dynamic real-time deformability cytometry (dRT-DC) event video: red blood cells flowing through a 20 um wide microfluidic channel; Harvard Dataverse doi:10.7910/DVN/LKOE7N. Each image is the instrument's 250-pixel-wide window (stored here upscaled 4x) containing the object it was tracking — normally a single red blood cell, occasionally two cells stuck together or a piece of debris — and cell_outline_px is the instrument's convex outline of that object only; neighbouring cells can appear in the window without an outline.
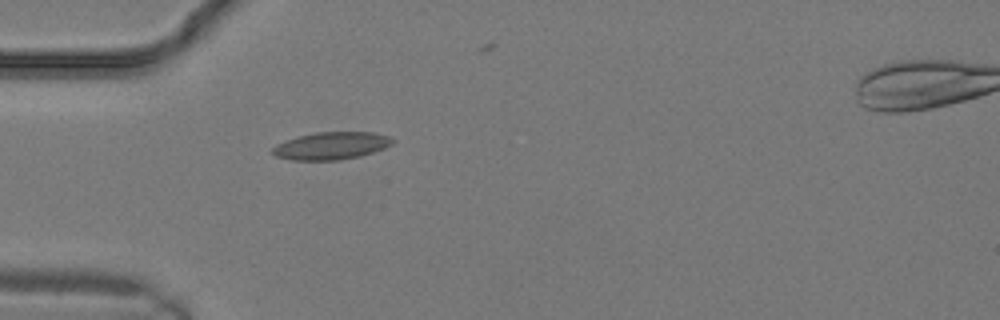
{"species": "common noctule bat (a hibernating species)", "species_latin": "Nyctalus noctula", "temperature_condition": "warm", "stored_images_in_passage": 14, "camera_frame_rate_fps": 3000, "um_per_image_px": 0.085, "animal": {"sex": "male", "body_mass_g": 19.2, "forearm_length_mm": 51.8}, "frame": {"image": 1, "passage_image": 8, "time_ms": 2.333, "image_size_px": [1000, 320], "cell_outline_px": [[396, 140], [392, 144], [384, 148], [360, 156], [340, 160], [292, 160], [276, 156], [272, 152], [272, 148], [276, 144], [296, 136], [316, 132], [372, 132], [392, 136]], "centroid_in_image_um": [28.18, 12.38], "position_along_channel_um": 56.8, "area_um2": 19.36}}
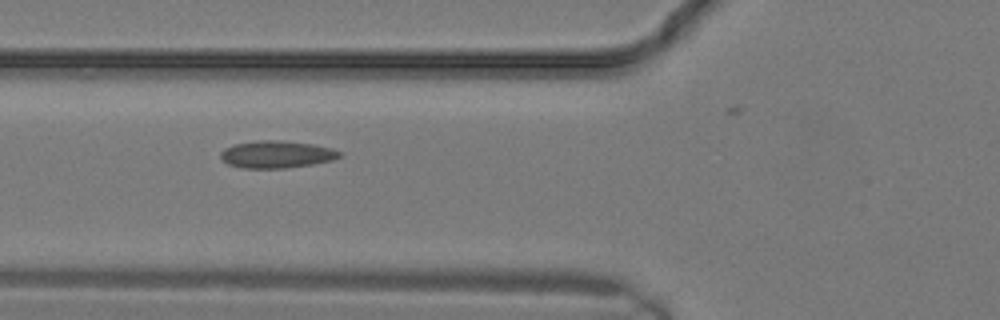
{"frame": {"image": 2, "passage_image": 10, "time_ms": 3.0, "image_size_px": [1000, 320], "cell_outline_px": [[344, 156], [332, 160], [312, 164], [284, 168], [240, 168], [228, 164], [220, 156], [220, 152], [224, 148], [232, 144], [256, 140], [280, 140], [312, 144], [332, 148], [340, 152]], "centroid_in_image_um": [23.49, 13.11], "position_along_channel_um": 102.3, "area_um2": 19.02}}
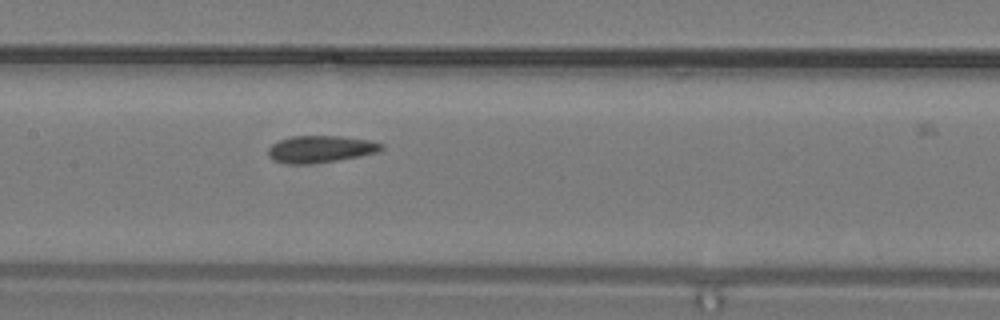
{"frame": {"image": 3, "passage_image": 13, "time_ms": 4.0, "image_size_px": [1000, 320], "cell_outline_px": [[384, 148], [380, 152], [360, 156], [336, 160], [308, 164], [292, 164], [276, 160], [268, 156], [268, 148], [272, 144], [280, 140], [292, 136], [340, 136], [372, 140], [384, 144]], "centroid_in_image_um": [27.3, 12.66], "position_along_channel_um": 180.1, "area_um2": 17.8}}